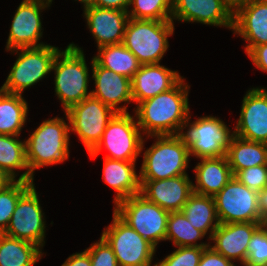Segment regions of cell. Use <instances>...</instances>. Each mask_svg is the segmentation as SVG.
<instances>
[{"mask_svg":"<svg viewBox=\"0 0 267 266\" xmlns=\"http://www.w3.org/2000/svg\"><path fill=\"white\" fill-rule=\"evenodd\" d=\"M61 266H91V259L86 250L70 255Z\"/></svg>","mask_w":267,"mask_h":266,"instance_id":"cell-40","label":"cell"},{"mask_svg":"<svg viewBox=\"0 0 267 266\" xmlns=\"http://www.w3.org/2000/svg\"><path fill=\"white\" fill-rule=\"evenodd\" d=\"M247 55L256 68L267 72V44L254 46Z\"/></svg>","mask_w":267,"mask_h":266,"instance_id":"cell-39","label":"cell"},{"mask_svg":"<svg viewBox=\"0 0 267 266\" xmlns=\"http://www.w3.org/2000/svg\"><path fill=\"white\" fill-rule=\"evenodd\" d=\"M123 221L155 247L165 241L170 214L143 195H133L115 205L113 210Z\"/></svg>","mask_w":267,"mask_h":266,"instance_id":"cell-9","label":"cell"},{"mask_svg":"<svg viewBox=\"0 0 267 266\" xmlns=\"http://www.w3.org/2000/svg\"><path fill=\"white\" fill-rule=\"evenodd\" d=\"M234 34L249 44L246 54L254 47L267 44V0H250L233 16Z\"/></svg>","mask_w":267,"mask_h":266,"instance_id":"cell-22","label":"cell"},{"mask_svg":"<svg viewBox=\"0 0 267 266\" xmlns=\"http://www.w3.org/2000/svg\"><path fill=\"white\" fill-rule=\"evenodd\" d=\"M85 60L83 50L70 43L57 53L53 61L51 71L55 73V94L64 111L91 96V91H88L89 68Z\"/></svg>","mask_w":267,"mask_h":266,"instance_id":"cell-3","label":"cell"},{"mask_svg":"<svg viewBox=\"0 0 267 266\" xmlns=\"http://www.w3.org/2000/svg\"><path fill=\"white\" fill-rule=\"evenodd\" d=\"M258 194L233 176L213 197L220 223L264 222L259 212Z\"/></svg>","mask_w":267,"mask_h":266,"instance_id":"cell-12","label":"cell"},{"mask_svg":"<svg viewBox=\"0 0 267 266\" xmlns=\"http://www.w3.org/2000/svg\"><path fill=\"white\" fill-rule=\"evenodd\" d=\"M172 21L137 20L130 18L122 44L141 65L160 63L169 47L168 37L174 33Z\"/></svg>","mask_w":267,"mask_h":266,"instance_id":"cell-5","label":"cell"},{"mask_svg":"<svg viewBox=\"0 0 267 266\" xmlns=\"http://www.w3.org/2000/svg\"><path fill=\"white\" fill-rule=\"evenodd\" d=\"M85 250L90 256L91 266H119L112 248L102 237Z\"/></svg>","mask_w":267,"mask_h":266,"instance_id":"cell-37","label":"cell"},{"mask_svg":"<svg viewBox=\"0 0 267 266\" xmlns=\"http://www.w3.org/2000/svg\"><path fill=\"white\" fill-rule=\"evenodd\" d=\"M33 183L19 198L4 234L44 246L46 221Z\"/></svg>","mask_w":267,"mask_h":266,"instance_id":"cell-13","label":"cell"},{"mask_svg":"<svg viewBox=\"0 0 267 266\" xmlns=\"http://www.w3.org/2000/svg\"><path fill=\"white\" fill-rule=\"evenodd\" d=\"M258 207L262 220L267 223V187L258 194Z\"/></svg>","mask_w":267,"mask_h":266,"instance_id":"cell-43","label":"cell"},{"mask_svg":"<svg viewBox=\"0 0 267 266\" xmlns=\"http://www.w3.org/2000/svg\"><path fill=\"white\" fill-rule=\"evenodd\" d=\"M235 177L242 184L259 193L267 187V164L240 170Z\"/></svg>","mask_w":267,"mask_h":266,"instance_id":"cell-36","label":"cell"},{"mask_svg":"<svg viewBox=\"0 0 267 266\" xmlns=\"http://www.w3.org/2000/svg\"><path fill=\"white\" fill-rule=\"evenodd\" d=\"M101 237L112 248L119 266H152L156 247L113 211V221Z\"/></svg>","mask_w":267,"mask_h":266,"instance_id":"cell-10","label":"cell"},{"mask_svg":"<svg viewBox=\"0 0 267 266\" xmlns=\"http://www.w3.org/2000/svg\"><path fill=\"white\" fill-rule=\"evenodd\" d=\"M198 266H236L234 262L226 259L222 254L216 252L212 247L204 248Z\"/></svg>","mask_w":267,"mask_h":266,"instance_id":"cell-38","label":"cell"},{"mask_svg":"<svg viewBox=\"0 0 267 266\" xmlns=\"http://www.w3.org/2000/svg\"><path fill=\"white\" fill-rule=\"evenodd\" d=\"M33 184L24 180H10L0 188V230L8 227L21 195Z\"/></svg>","mask_w":267,"mask_h":266,"instance_id":"cell-33","label":"cell"},{"mask_svg":"<svg viewBox=\"0 0 267 266\" xmlns=\"http://www.w3.org/2000/svg\"><path fill=\"white\" fill-rule=\"evenodd\" d=\"M233 28V15L220 0H173L171 21Z\"/></svg>","mask_w":267,"mask_h":266,"instance_id":"cell-20","label":"cell"},{"mask_svg":"<svg viewBox=\"0 0 267 266\" xmlns=\"http://www.w3.org/2000/svg\"><path fill=\"white\" fill-rule=\"evenodd\" d=\"M52 0H23L17 8L10 27L6 51L17 48L41 47L43 35L41 10L50 7Z\"/></svg>","mask_w":267,"mask_h":266,"instance_id":"cell-14","label":"cell"},{"mask_svg":"<svg viewBox=\"0 0 267 266\" xmlns=\"http://www.w3.org/2000/svg\"><path fill=\"white\" fill-rule=\"evenodd\" d=\"M97 47L121 44L129 21L127 11L91 6L83 10Z\"/></svg>","mask_w":267,"mask_h":266,"instance_id":"cell-19","label":"cell"},{"mask_svg":"<svg viewBox=\"0 0 267 266\" xmlns=\"http://www.w3.org/2000/svg\"><path fill=\"white\" fill-rule=\"evenodd\" d=\"M115 112L111 107L92 96L72 105L65 111L70 131H74L90 153L101 137Z\"/></svg>","mask_w":267,"mask_h":266,"instance_id":"cell-11","label":"cell"},{"mask_svg":"<svg viewBox=\"0 0 267 266\" xmlns=\"http://www.w3.org/2000/svg\"><path fill=\"white\" fill-rule=\"evenodd\" d=\"M193 192L214 197L234 176L226 156L202 158L194 168Z\"/></svg>","mask_w":267,"mask_h":266,"instance_id":"cell-24","label":"cell"},{"mask_svg":"<svg viewBox=\"0 0 267 266\" xmlns=\"http://www.w3.org/2000/svg\"><path fill=\"white\" fill-rule=\"evenodd\" d=\"M131 0H97L96 7L129 11Z\"/></svg>","mask_w":267,"mask_h":266,"instance_id":"cell-41","label":"cell"},{"mask_svg":"<svg viewBox=\"0 0 267 266\" xmlns=\"http://www.w3.org/2000/svg\"><path fill=\"white\" fill-rule=\"evenodd\" d=\"M75 1H79L80 3H82L85 9L91 6H95L97 0H75Z\"/></svg>","mask_w":267,"mask_h":266,"instance_id":"cell-44","label":"cell"},{"mask_svg":"<svg viewBox=\"0 0 267 266\" xmlns=\"http://www.w3.org/2000/svg\"><path fill=\"white\" fill-rule=\"evenodd\" d=\"M182 78L173 88L140 102L134 116L143 135H177L190 114L188 91Z\"/></svg>","mask_w":267,"mask_h":266,"instance_id":"cell-1","label":"cell"},{"mask_svg":"<svg viewBox=\"0 0 267 266\" xmlns=\"http://www.w3.org/2000/svg\"><path fill=\"white\" fill-rule=\"evenodd\" d=\"M265 222H239L220 223L213 232L210 244L216 252L222 254L226 259L236 262L239 260L244 264L248 256V244L254 232Z\"/></svg>","mask_w":267,"mask_h":266,"instance_id":"cell-18","label":"cell"},{"mask_svg":"<svg viewBox=\"0 0 267 266\" xmlns=\"http://www.w3.org/2000/svg\"><path fill=\"white\" fill-rule=\"evenodd\" d=\"M181 211L197 230L205 235L210 230L209 239L220 224L212 196L193 192Z\"/></svg>","mask_w":267,"mask_h":266,"instance_id":"cell-27","label":"cell"},{"mask_svg":"<svg viewBox=\"0 0 267 266\" xmlns=\"http://www.w3.org/2000/svg\"><path fill=\"white\" fill-rule=\"evenodd\" d=\"M177 71L160 63L141 65L131 79L132 98L137 105L173 88L181 79Z\"/></svg>","mask_w":267,"mask_h":266,"instance_id":"cell-21","label":"cell"},{"mask_svg":"<svg viewBox=\"0 0 267 266\" xmlns=\"http://www.w3.org/2000/svg\"><path fill=\"white\" fill-rule=\"evenodd\" d=\"M69 121L54 117L43 121L25 141L30 174L43 166L62 163L69 158Z\"/></svg>","mask_w":267,"mask_h":266,"instance_id":"cell-2","label":"cell"},{"mask_svg":"<svg viewBox=\"0 0 267 266\" xmlns=\"http://www.w3.org/2000/svg\"><path fill=\"white\" fill-rule=\"evenodd\" d=\"M129 18L171 21L173 0H131Z\"/></svg>","mask_w":267,"mask_h":266,"instance_id":"cell-32","label":"cell"},{"mask_svg":"<svg viewBox=\"0 0 267 266\" xmlns=\"http://www.w3.org/2000/svg\"><path fill=\"white\" fill-rule=\"evenodd\" d=\"M205 237L202 231L192 226L182 211L170 212L167 219L165 240L173 241L176 247H208L209 243H197V240Z\"/></svg>","mask_w":267,"mask_h":266,"instance_id":"cell-31","label":"cell"},{"mask_svg":"<svg viewBox=\"0 0 267 266\" xmlns=\"http://www.w3.org/2000/svg\"><path fill=\"white\" fill-rule=\"evenodd\" d=\"M191 115L182 124L179 136L189 149L190 156L199 159L226 156L234 132L220 118L198 117L190 123ZM186 132L183 130L186 129Z\"/></svg>","mask_w":267,"mask_h":266,"instance_id":"cell-6","label":"cell"},{"mask_svg":"<svg viewBox=\"0 0 267 266\" xmlns=\"http://www.w3.org/2000/svg\"><path fill=\"white\" fill-rule=\"evenodd\" d=\"M227 10L234 16L250 0H220Z\"/></svg>","mask_w":267,"mask_h":266,"instance_id":"cell-42","label":"cell"},{"mask_svg":"<svg viewBox=\"0 0 267 266\" xmlns=\"http://www.w3.org/2000/svg\"><path fill=\"white\" fill-rule=\"evenodd\" d=\"M204 248L206 247H178L154 266H198Z\"/></svg>","mask_w":267,"mask_h":266,"instance_id":"cell-35","label":"cell"},{"mask_svg":"<svg viewBox=\"0 0 267 266\" xmlns=\"http://www.w3.org/2000/svg\"><path fill=\"white\" fill-rule=\"evenodd\" d=\"M141 190L148 201L169 212L181 211L193 193L188 174L161 180H140Z\"/></svg>","mask_w":267,"mask_h":266,"instance_id":"cell-16","label":"cell"},{"mask_svg":"<svg viewBox=\"0 0 267 266\" xmlns=\"http://www.w3.org/2000/svg\"><path fill=\"white\" fill-rule=\"evenodd\" d=\"M245 264L267 266V223L262 224L253 234L248 244Z\"/></svg>","mask_w":267,"mask_h":266,"instance_id":"cell-34","label":"cell"},{"mask_svg":"<svg viewBox=\"0 0 267 266\" xmlns=\"http://www.w3.org/2000/svg\"><path fill=\"white\" fill-rule=\"evenodd\" d=\"M91 61L92 78L95 81V89L91 91V96L117 113H128L127 105L119 104L133 102L131 79L100 66L93 58Z\"/></svg>","mask_w":267,"mask_h":266,"instance_id":"cell-17","label":"cell"},{"mask_svg":"<svg viewBox=\"0 0 267 266\" xmlns=\"http://www.w3.org/2000/svg\"><path fill=\"white\" fill-rule=\"evenodd\" d=\"M19 136L0 134V171L10 180H16V169H26L18 180L34 182L26 160L25 141L18 140ZM17 174V175H16Z\"/></svg>","mask_w":267,"mask_h":266,"instance_id":"cell-26","label":"cell"},{"mask_svg":"<svg viewBox=\"0 0 267 266\" xmlns=\"http://www.w3.org/2000/svg\"><path fill=\"white\" fill-rule=\"evenodd\" d=\"M42 256L36 244L4 233L0 235V266H33Z\"/></svg>","mask_w":267,"mask_h":266,"instance_id":"cell-29","label":"cell"},{"mask_svg":"<svg viewBox=\"0 0 267 266\" xmlns=\"http://www.w3.org/2000/svg\"><path fill=\"white\" fill-rule=\"evenodd\" d=\"M136 161L113 160L104 157L103 180L116 191L114 205L133 195L140 194V175L135 169Z\"/></svg>","mask_w":267,"mask_h":266,"instance_id":"cell-23","label":"cell"},{"mask_svg":"<svg viewBox=\"0 0 267 266\" xmlns=\"http://www.w3.org/2000/svg\"><path fill=\"white\" fill-rule=\"evenodd\" d=\"M93 59L100 66L130 79L141 66L137 57L122 43L98 48L97 56L95 55Z\"/></svg>","mask_w":267,"mask_h":266,"instance_id":"cell-30","label":"cell"},{"mask_svg":"<svg viewBox=\"0 0 267 266\" xmlns=\"http://www.w3.org/2000/svg\"><path fill=\"white\" fill-rule=\"evenodd\" d=\"M234 135L267 144V89L252 88L243 97Z\"/></svg>","mask_w":267,"mask_h":266,"instance_id":"cell-15","label":"cell"},{"mask_svg":"<svg viewBox=\"0 0 267 266\" xmlns=\"http://www.w3.org/2000/svg\"><path fill=\"white\" fill-rule=\"evenodd\" d=\"M28 111V104L22 94L0 89V134L20 136Z\"/></svg>","mask_w":267,"mask_h":266,"instance_id":"cell-28","label":"cell"},{"mask_svg":"<svg viewBox=\"0 0 267 266\" xmlns=\"http://www.w3.org/2000/svg\"><path fill=\"white\" fill-rule=\"evenodd\" d=\"M10 179L6 177L1 171H0V188H2L7 182H9Z\"/></svg>","mask_w":267,"mask_h":266,"instance_id":"cell-45","label":"cell"},{"mask_svg":"<svg viewBox=\"0 0 267 266\" xmlns=\"http://www.w3.org/2000/svg\"><path fill=\"white\" fill-rule=\"evenodd\" d=\"M137 121L128 113H116L109 121L99 143L88 153L96 158L104 147L109 151L105 158L136 161L144 149L143 136Z\"/></svg>","mask_w":267,"mask_h":266,"instance_id":"cell-7","label":"cell"},{"mask_svg":"<svg viewBox=\"0 0 267 266\" xmlns=\"http://www.w3.org/2000/svg\"><path fill=\"white\" fill-rule=\"evenodd\" d=\"M229 166L235 176L240 170L267 164V144L233 136L226 150Z\"/></svg>","mask_w":267,"mask_h":266,"instance_id":"cell-25","label":"cell"},{"mask_svg":"<svg viewBox=\"0 0 267 266\" xmlns=\"http://www.w3.org/2000/svg\"><path fill=\"white\" fill-rule=\"evenodd\" d=\"M10 51L20 52L0 89L8 93L22 94L25 89L35 85L51 72L53 61L60 49L47 44L41 47L17 48Z\"/></svg>","mask_w":267,"mask_h":266,"instance_id":"cell-8","label":"cell"},{"mask_svg":"<svg viewBox=\"0 0 267 266\" xmlns=\"http://www.w3.org/2000/svg\"><path fill=\"white\" fill-rule=\"evenodd\" d=\"M156 138L144 152L140 180H161L187 174L189 149L177 135H151Z\"/></svg>","mask_w":267,"mask_h":266,"instance_id":"cell-4","label":"cell"}]
</instances>
